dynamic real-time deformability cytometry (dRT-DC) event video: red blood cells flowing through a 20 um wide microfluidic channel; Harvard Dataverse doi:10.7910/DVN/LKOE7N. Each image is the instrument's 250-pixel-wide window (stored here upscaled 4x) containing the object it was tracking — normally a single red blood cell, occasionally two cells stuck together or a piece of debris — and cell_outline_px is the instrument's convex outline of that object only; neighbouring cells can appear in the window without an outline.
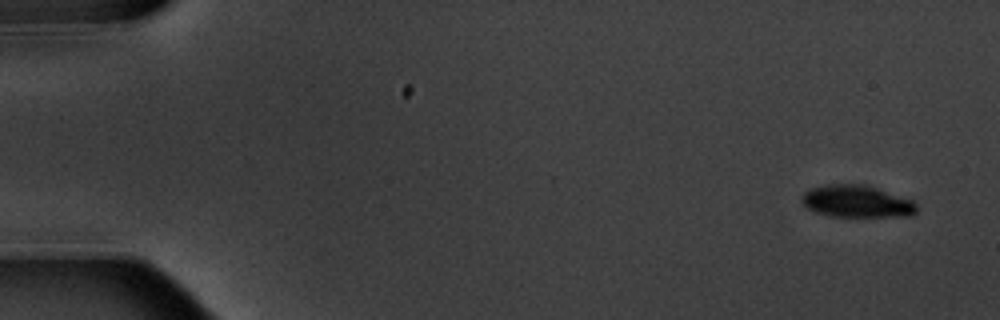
{"species": "common noctule bat (a hibernating species)", "species_latin": "Nyctalus noctula", "temperature_condition": "warm", "stored_images_in_passage": 5, "camera_frame_rate_fps": 3000, "um_per_image_px": 0.085, "animal": {"sex": "male", "body_mass_g": 20.1, "forearm_length_mm": 53.5}, "frame": {"image": 1, "passage_image": 1, "time_ms": 0.0, "image_size_px": [1000, 320], "cell_outline_px": [[916, 212], [912, 216], [832, 216], [816, 212], [808, 208], [800, 200], [800, 196], [808, 188], [828, 184], [864, 184], [912, 200], [916, 204]], "centroid_in_image_um": [72.78, 17.11], "position_along_channel_um": 12.2, "area_um2": 21.44}}